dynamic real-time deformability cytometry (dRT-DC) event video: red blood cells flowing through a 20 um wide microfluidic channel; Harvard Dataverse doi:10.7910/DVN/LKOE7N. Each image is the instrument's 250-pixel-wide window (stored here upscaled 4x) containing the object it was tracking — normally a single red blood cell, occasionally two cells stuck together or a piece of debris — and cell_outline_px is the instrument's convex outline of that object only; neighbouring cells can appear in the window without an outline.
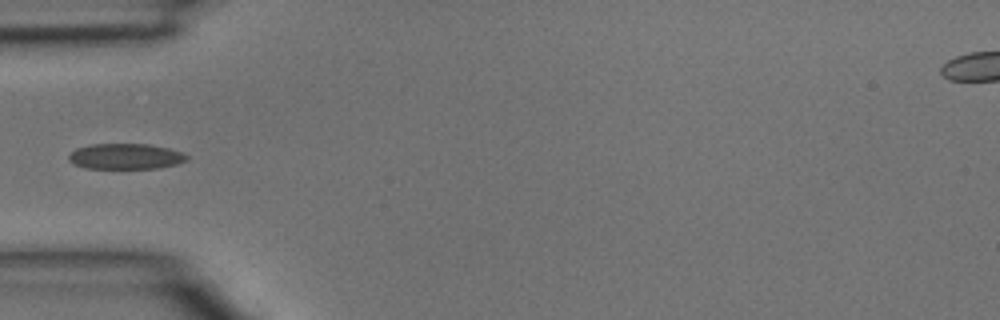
{"species": "common noctule bat (a hibernating species)", "species_latin": "Nyctalus noctula", "temperature_condition": "room temperature", "stored_images_in_passage": 4, "camera_frame_rate_fps": 3000, "um_per_image_px": 0.085, "animal": {"sex": "male", "body_mass_g": 15.6}, "frame": {"image": 1, "passage_image": 4, "time_ms": 1.0, "image_size_px": [1000, 320], "cell_outline_px": [[188, 160], [176, 164], [160, 168], [84, 168], [72, 164], [68, 160], [68, 156], [76, 148], [92, 144], [148, 144], [168, 148], [180, 152], [188, 156]], "centroid_in_image_um": [10.65, 13.29], "position_along_channel_um": 74.4, "area_um2": 17.63}}